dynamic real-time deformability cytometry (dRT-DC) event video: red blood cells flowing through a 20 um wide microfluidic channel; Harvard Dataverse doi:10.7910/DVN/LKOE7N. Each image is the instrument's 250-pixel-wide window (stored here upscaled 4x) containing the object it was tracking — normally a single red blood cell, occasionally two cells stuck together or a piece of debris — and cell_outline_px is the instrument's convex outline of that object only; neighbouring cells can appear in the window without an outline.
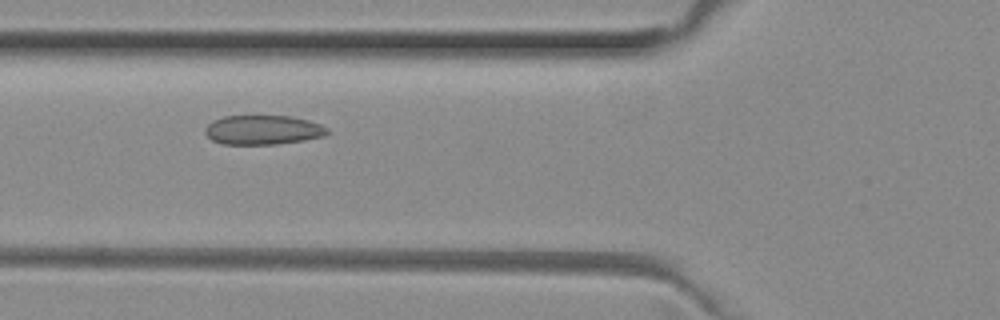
{"species": "common noctule bat (a hibernating species)", "species_latin": "Nyctalus noctula", "temperature_condition": "room temperature", "stored_images_in_passage": 50, "camera_frame_rate_fps": 3000, "um_per_image_px": 0.085, "animal": {"sex": "female", "body_mass_g": 29.2, "forearm_length_mm": 56.3}, "frame": {"image": 1, "passage_image": 17, "time_ms": 5.333, "image_size_px": [1000, 320], "cell_outline_px": [[328, 132], [324, 136], [304, 140], [276, 144], [224, 144], [212, 140], [204, 132], [204, 128], [212, 120], [224, 116], [288, 116], [308, 120], [320, 124], [328, 128]], "centroid_in_image_um": [22.33, 11.04], "position_along_channel_um": 103.5, "area_um2": 20.87}}
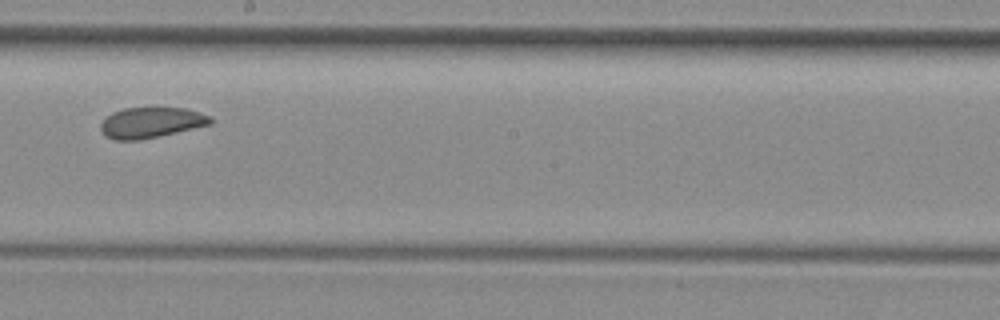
{"frame": {"image": 2, "passage_image": 27, "time_ms": 8.667, "image_size_px": [1000, 320], "cell_outline_px": [[212, 124], [160, 136], [136, 140], [116, 140], [104, 136], [100, 128], [100, 124], [112, 112], [124, 108], [188, 108], [200, 112], [208, 116], [212, 120]], "centroid_in_image_um": [12.83, 10.42], "position_along_channel_um": 235.4, "area_um2": 19.54}}
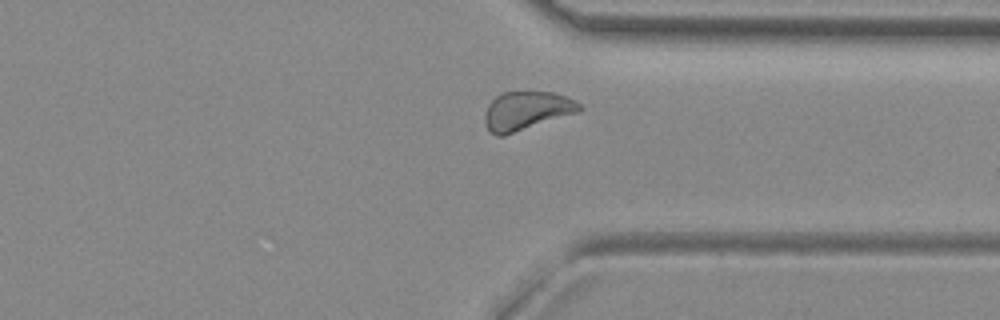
{"frame": {"image": 3, "passage_image": 37, "time_ms": 12.0, "image_size_px": [1000, 320], "cell_outline_px": [[584, 108], [580, 112], [504, 136], [496, 136], [484, 124], [484, 112], [488, 104], [496, 96], [504, 92], [552, 92], [576, 100]], "centroid_in_image_um": [44.77, 9.42], "position_along_channel_um": 366.6, "area_um2": 21.5}, "authors_computed_cell_mechanics": {"area_um2": 21.4438, "velocity_mm_per_s": 3.96, "shape_relaxation_time_tau1_ms": 2.9819, "shape_relaxation_time_tau2_ms": 2.4276, "deformation_change_tau1": 0.066, "deformation_change_tau2": 0.0587}}